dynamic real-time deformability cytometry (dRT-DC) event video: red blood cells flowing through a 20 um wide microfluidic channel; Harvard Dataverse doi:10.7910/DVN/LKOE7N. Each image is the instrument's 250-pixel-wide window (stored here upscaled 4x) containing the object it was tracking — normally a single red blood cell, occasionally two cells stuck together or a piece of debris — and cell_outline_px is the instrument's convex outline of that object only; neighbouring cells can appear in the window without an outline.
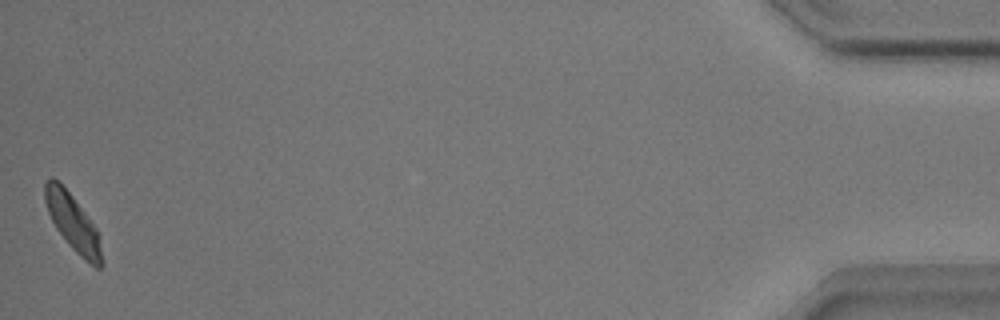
{"species": "common noctule bat (a hibernating species)", "species_latin": "Nyctalus noctula", "temperature_condition": "warm", "stored_images_in_passage": 50, "camera_frame_rate_fps": 3000, "um_per_image_px": 0.085, "animal": {"sex": "male", "body_mass_g": 17.9}, "frame": {"image": 1, "passage_image": 50, "time_ms": 16.333, "image_size_px": [1000, 320], "cell_outline_px": [[104, 264], [100, 268], [96, 268], [84, 260], [68, 244], [56, 228], [48, 212], [44, 200], [44, 184], [52, 176], [68, 192], [96, 228]], "centroid_in_image_um": [6.18, 18.97], "position_along_channel_um": 429.0, "area_um2": 18.21}, "authors_computed_cell_mechanics": {"area_um2": 18.9584, "velocity_mm_per_s": 3.8283, "shape_relaxation_time_tau1_ms": 3.268, "shape_relaxation_time_tau2_ms": 7.5382, "deformation_change_tau1": 0.133, "deformation_change_tau2": 0.1096}}